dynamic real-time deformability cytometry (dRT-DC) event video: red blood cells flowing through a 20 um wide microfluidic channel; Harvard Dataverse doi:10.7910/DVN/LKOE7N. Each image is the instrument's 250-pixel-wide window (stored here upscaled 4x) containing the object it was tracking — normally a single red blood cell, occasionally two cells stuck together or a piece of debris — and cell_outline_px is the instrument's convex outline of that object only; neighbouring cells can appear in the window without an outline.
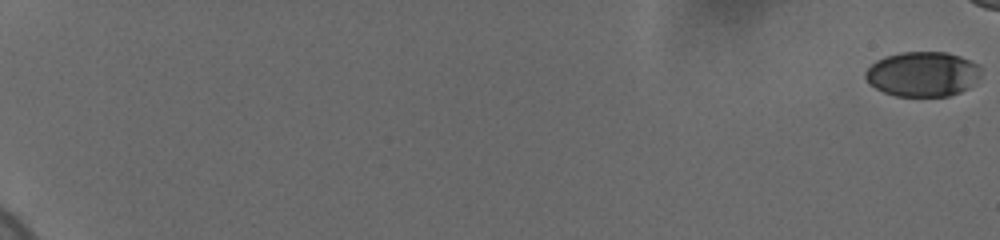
{"species": "human", "species_latin": "Homo sapiens", "temperature_condition": "cold", "stored_images_in_passage": 57, "camera_frame_rate_fps": 3000, "um_per_image_px": 0.085, "donor": {"sex": "female"}, "frame": {"image": 1, "passage_image": 1, "time_ms": 0.0, "image_size_px": [1000, 240], "cell_outline_px": [[980, 76], [968, 88], [960, 92], [948, 96], [896, 96], [884, 92], [876, 88], [864, 76], [864, 72], [876, 60], [884, 56], [904, 52], [948, 52], [960, 56], [980, 64]], "centroid_in_image_um": [78.44, 6.29], "position_along_channel_um": 6.6, "area_um2": 30.23}}
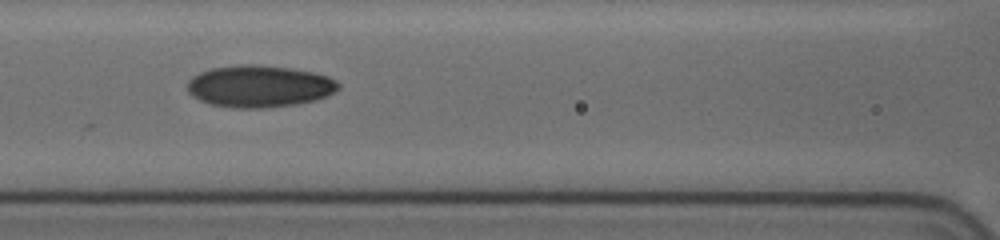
{"frame": {"image": 2, "passage_image": 32, "time_ms": 10.333, "image_size_px": [1000, 240], "cell_outline_px": [[340, 88], [328, 96], [296, 104], [264, 108], [236, 108], [212, 104], [200, 100], [192, 96], [188, 92], [188, 80], [192, 76], [200, 72], [212, 68], [240, 64], [256, 64], [288, 68], [312, 72], [328, 76], [336, 80], [340, 84]], "centroid_in_image_um": [22.04, 7.33], "position_along_channel_um": 144.6, "area_um2": 36.88}}
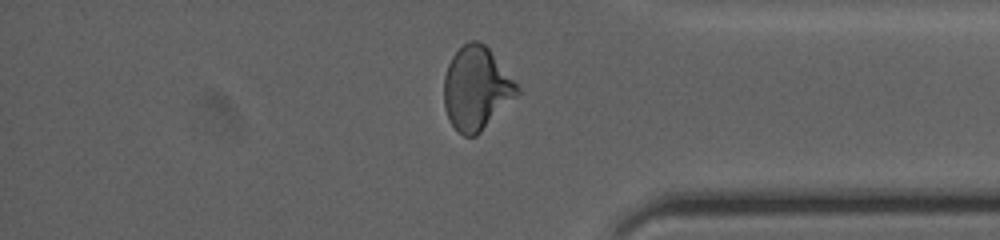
{"frame": {"image": 3, "passage_image": 53, "time_ms": 17.333, "image_size_px": [1000, 240], "cell_outline_px": [[520, 92], [476, 136], [464, 136], [452, 124], [448, 116], [444, 104], [444, 76], [448, 64], [452, 56], [468, 40], [476, 40], [484, 44], [488, 48], [520, 88]], "centroid_in_image_um": [40.48, 7.5], "position_along_channel_um": 394.7, "area_um2": 34.85}}